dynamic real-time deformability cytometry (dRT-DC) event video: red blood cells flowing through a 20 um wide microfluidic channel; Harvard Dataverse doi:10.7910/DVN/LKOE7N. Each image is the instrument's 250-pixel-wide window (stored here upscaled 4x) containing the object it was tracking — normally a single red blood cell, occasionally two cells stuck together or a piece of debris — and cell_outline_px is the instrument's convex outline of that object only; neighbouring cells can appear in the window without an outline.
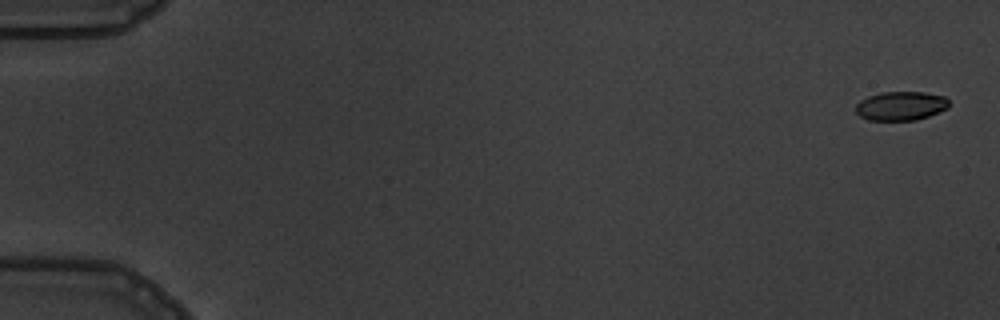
{"species": "common noctule bat (a hibernating species)", "species_latin": "Nyctalus noctula", "temperature_condition": "warm", "stored_images_in_passage": 5, "camera_frame_rate_fps": 3000, "um_per_image_px": 0.085, "animal": {"sex": "male", "body_mass_g": 19.5, "forearm_length_mm": 54.6}, "frame": {"image": 1, "passage_image": 1, "time_ms": 0.0, "image_size_px": [1000, 320], "cell_outline_px": [[948, 108], [928, 116], [916, 120], [868, 120], [860, 116], [856, 112], [856, 104], [860, 100], [868, 96], [880, 92], [924, 92], [944, 96], [948, 100]], "centroid_in_image_um": [76.55, 9.0], "position_along_channel_um": 8.4, "area_um2": 15.72}}
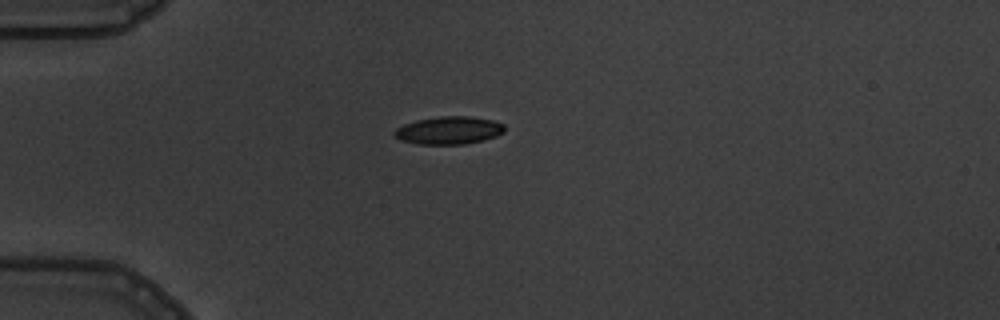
{"frame": {"image": 2, "passage_image": 5, "time_ms": 4.667, "image_size_px": [1000, 320], "cell_outline_px": [[504, 132], [496, 136], [484, 140], [464, 144], [416, 144], [400, 140], [392, 136], [392, 132], [396, 128], [404, 124], [416, 120], [440, 116], [468, 116], [492, 120], [504, 124]], "centroid_in_image_um": [38.11, 11.08], "position_along_channel_um": 46.9, "area_um2": 17.98}}